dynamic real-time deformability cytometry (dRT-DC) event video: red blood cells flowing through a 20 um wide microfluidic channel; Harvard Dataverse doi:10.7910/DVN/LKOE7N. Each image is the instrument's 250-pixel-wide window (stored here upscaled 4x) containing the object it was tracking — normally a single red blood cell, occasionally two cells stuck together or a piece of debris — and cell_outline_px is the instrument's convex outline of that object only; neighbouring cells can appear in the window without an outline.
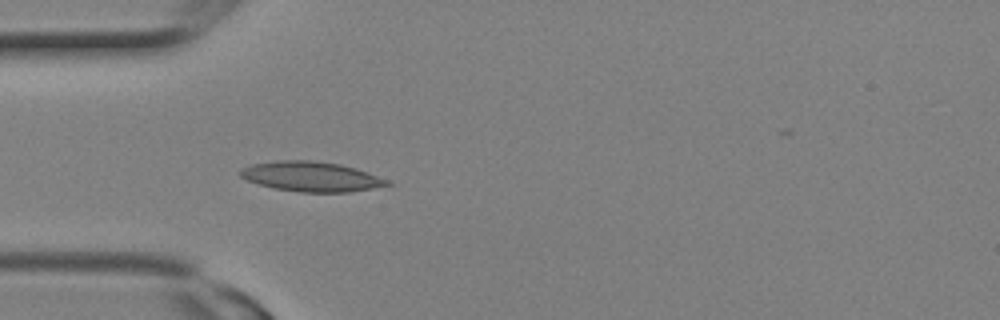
{"species": "Egyptian fruit bat (a non-hibernating species)", "species_latin": "Rousettus aegyptiacus", "temperature_condition": "room temperature", "stored_images_in_passage": 7, "camera_frame_rate_fps": 3000, "um_per_image_px": 0.085, "animal": {"sex": "female"}, "frame": {"image": 1, "passage_image": 7, "time_ms": 2.0, "image_size_px": [1000, 320], "cell_outline_px": [[396, 184], [348, 192], [300, 192], [276, 188], [260, 184], [248, 180], [240, 176], [240, 172], [244, 168], [252, 164], [276, 160], [308, 160], [340, 164], [356, 168], [388, 180]], "centroid_in_image_um": [26.49, 15.0], "position_along_channel_um": 58.5, "area_um2": 25.32}}